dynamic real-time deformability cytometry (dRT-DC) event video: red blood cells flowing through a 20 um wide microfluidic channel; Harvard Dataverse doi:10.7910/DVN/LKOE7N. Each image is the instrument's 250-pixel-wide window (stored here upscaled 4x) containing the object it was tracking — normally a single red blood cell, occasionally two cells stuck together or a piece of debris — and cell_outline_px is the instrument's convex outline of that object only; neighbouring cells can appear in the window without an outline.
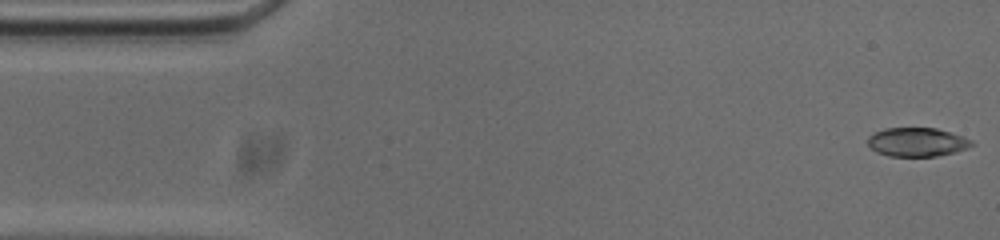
{"species": "common noctule bat (a hibernating species)", "species_latin": "Nyctalus noctula", "temperature_condition": "cold", "stored_images_in_passage": 53, "camera_frame_rate_fps": 3000, "um_per_image_px": 0.085, "animal": {"sex": "male", "body_mass_g": 20.0, "forearm_length_mm": 53.3}, "frame": {"image": 1, "passage_image": 1, "time_ms": 0.0, "image_size_px": [1000, 240], "cell_outline_px": [[976, 144], [968, 148], [956, 152], [936, 156], [888, 156], [876, 152], [868, 144], [868, 136], [872, 132], [884, 128], [936, 128], [964, 136], [972, 140]], "centroid_in_image_um": [77.96, 12.07], "position_along_channel_um": 7.0, "area_um2": 17.69}}
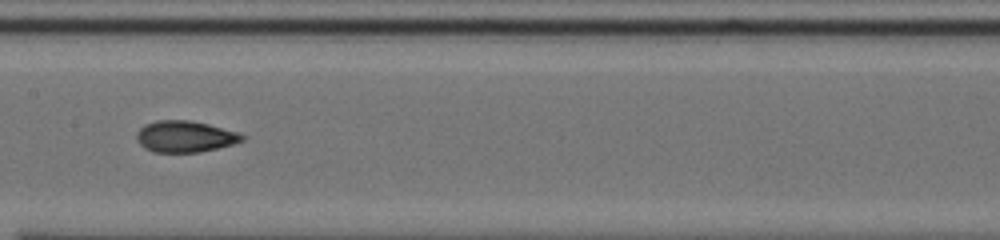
{"frame": {"image": 2, "passage_image": 25, "time_ms": 8.0, "image_size_px": [1000, 240], "cell_outline_px": [[248, 136], [244, 140], [232, 144], [200, 152], [152, 152], [144, 148], [136, 140], [136, 132], [144, 124], [156, 120], [188, 120], [208, 124], [236, 132]], "centroid_in_image_um": [15.69, 11.6], "position_along_channel_um": 191.7, "area_um2": 19.36}}
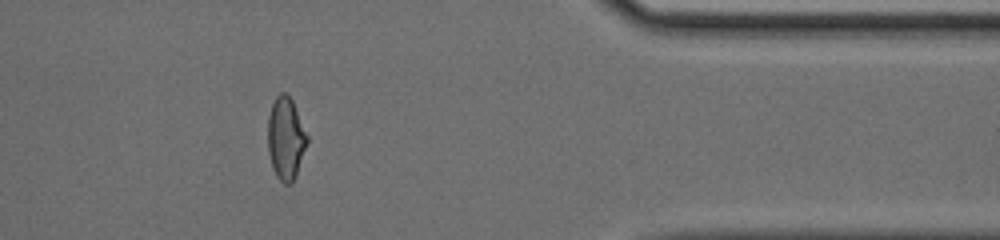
{"frame": {"image": 3, "passage_image": 43, "time_ms": 14.0, "image_size_px": [1000, 240], "cell_outline_px": [[308, 144], [296, 176], [292, 184], [284, 184], [276, 176], [272, 168], [268, 152], [268, 116], [272, 104], [276, 96], [280, 92], [288, 92], [292, 100], [308, 136]], "centroid_in_image_um": [24.3, 11.77], "position_along_channel_um": 387.1, "area_um2": 19.19}, "authors_computed_cell_mechanics": {"area_um2": 18.9006, "velocity_mm_per_s": 3.734, "shape_relaxation_time_tau1_ms": null, "shape_relaxation_time_tau2_ms": 1.8349, "deformation_change_tau1": null, "deformation_change_tau2": 0.0818}}